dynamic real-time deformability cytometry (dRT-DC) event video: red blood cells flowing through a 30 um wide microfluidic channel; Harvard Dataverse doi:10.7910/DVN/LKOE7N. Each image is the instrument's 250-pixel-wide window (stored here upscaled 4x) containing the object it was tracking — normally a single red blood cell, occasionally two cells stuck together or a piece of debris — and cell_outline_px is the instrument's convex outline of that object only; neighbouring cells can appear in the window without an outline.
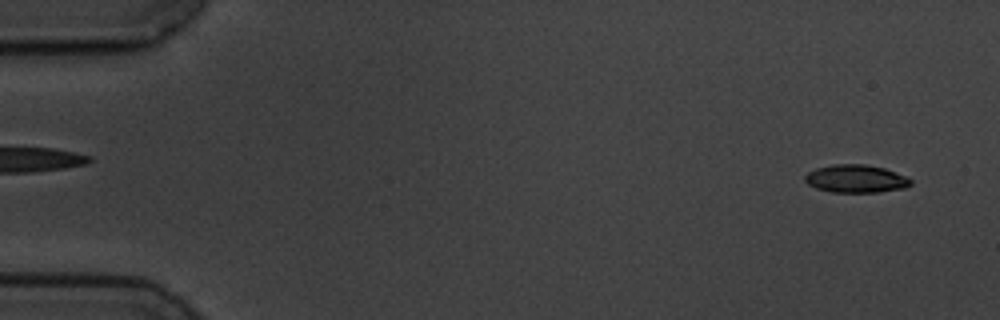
{"species": "common noctule bat (a hibernating species)", "species_latin": "Nyctalus noctula", "temperature_condition": "cold", "stored_images_in_passage": 5, "segment_of_instrument_passage": [1, 2], "camera_frame_rate_fps": 3000, "um_per_image_px": 0.085, "animal": {"sex": "male", "body_mass_g": 19.5, "forearm_length_mm": 54.6}, "frame": {"image": 1, "passage_image": 1, "time_ms": 0.0, "image_size_px": [1000, 320], "cell_outline_px": [[912, 184], [904, 188], [880, 192], [832, 192], [816, 188], [808, 184], [804, 180], [804, 176], [808, 172], [816, 168], [832, 164], [864, 164], [884, 168], [904, 176], [912, 180]], "centroid_in_image_um": [72.73, 15.19], "position_along_channel_um": 12.3, "area_um2": 17.17}}
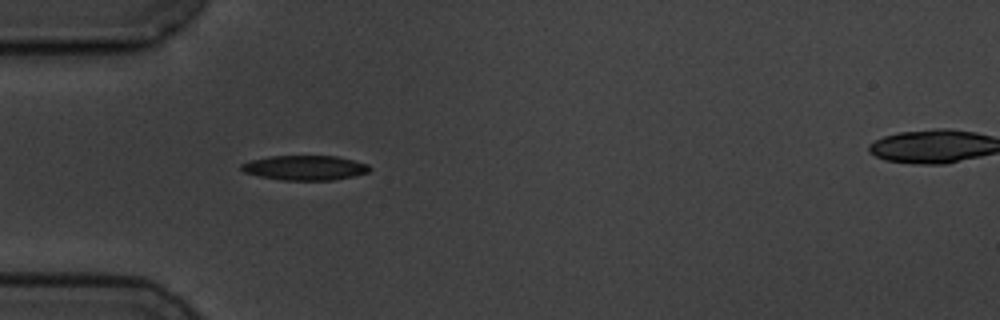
{"frame": {"image": 2, "passage_image": 4, "time_ms": 4.667, "image_size_px": [1000, 320], "cell_outline_px": [[372, 168], [368, 172], [352, 176], [332, 180], [284, 180], [260, 176], [244, 172], [240, 168], [240, 164], [252, 160], [268, 156], [336, 156], [368, 164]], "centroid_in_image_um": [25.91, 14.25], "position_along_channel_um": 59.1, "area_um2": 18.32}}